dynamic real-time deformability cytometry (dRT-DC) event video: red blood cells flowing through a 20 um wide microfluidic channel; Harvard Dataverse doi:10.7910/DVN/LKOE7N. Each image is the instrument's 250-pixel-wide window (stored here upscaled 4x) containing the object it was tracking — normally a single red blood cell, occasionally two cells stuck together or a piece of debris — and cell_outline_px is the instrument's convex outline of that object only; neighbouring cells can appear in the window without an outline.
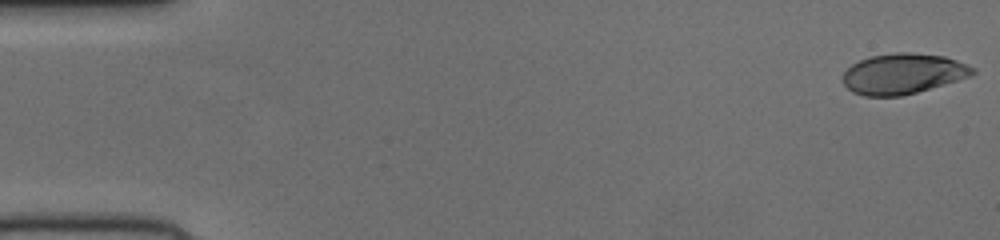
{"species": "human", "species_latin": "Homo sapiens", "temperature_condition": "cold", "stored_images_in_passage": 52, "camera_frame_rate_fps": 3000, "um_per_image_px": 0.085, "donor": {"sex": "female"}, "frame": {"image": 1, "passage_image": 1, "time_ms": 0.0, "image_size_px": [1000, 240], "cell_outline_px": [[976, 72], [972, 76], [916, 92], [900, 96], [864, 96], [852, 92], [844, 84], [844, 72], [852, 64], [860, 60], [872, 56], [896, 52], [908, 52], [944, 56], [956, 60], [976, 68]], "centroid_in_image_um": [76.77, 6.26], "position_along_channel_um": 8.2, "area_um2": 30.46}}
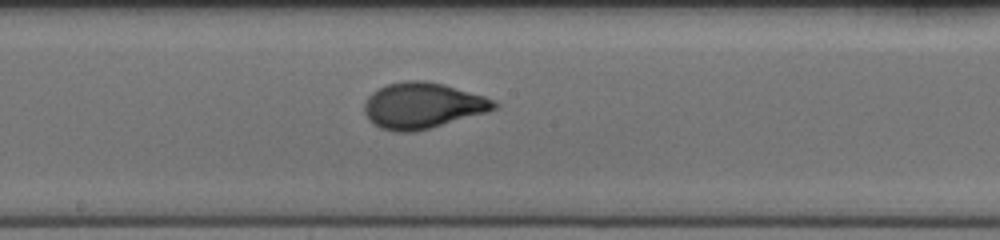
{"frame": {"image": 2, "passage_image": 28, "time_ms": 9.0, "image_size_px": [1000, 240], "cell_outline_px": [[500, 104], [496, 108], [488, 112], [416, 132], [396, 132], [380, 128], [372, 124], [368, 120], [364, 112], [364, 104], [368, 96], [372, 92], [388, 84], [404, 80], [424, 80], [444, 84], [484, 96], [496, 100]], "centroid_in_image_um": [35.92, 8.98], "position_along_channel_um": 212.3, "area_um2": 35.03}}
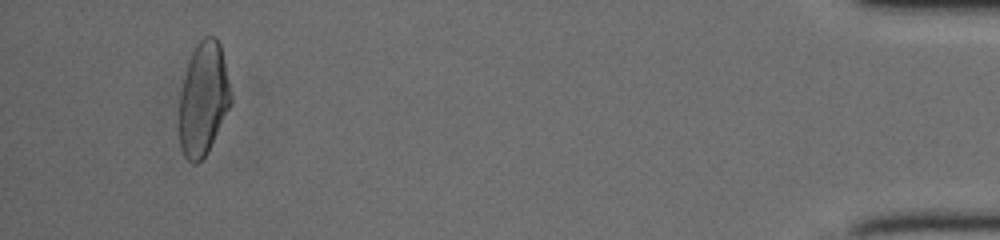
{"frame": {"image": 3, "passage_image": 49, "time_ms": 16.0, "image_size_px": [1000, 240], "cell_outline_px": [[232, 104], [204, 156], [196, 164], [192, 164], [184, 156], [180, 148], [180, 92], [184, 76], [192, 52], [196, 44], [204, 36], [216, 36], [220, 44], [232, 100]], "centroid_in_image_um": [17.28, 8.4], "position_along_channel_um": 417.9, "area_um2": 33.58}}